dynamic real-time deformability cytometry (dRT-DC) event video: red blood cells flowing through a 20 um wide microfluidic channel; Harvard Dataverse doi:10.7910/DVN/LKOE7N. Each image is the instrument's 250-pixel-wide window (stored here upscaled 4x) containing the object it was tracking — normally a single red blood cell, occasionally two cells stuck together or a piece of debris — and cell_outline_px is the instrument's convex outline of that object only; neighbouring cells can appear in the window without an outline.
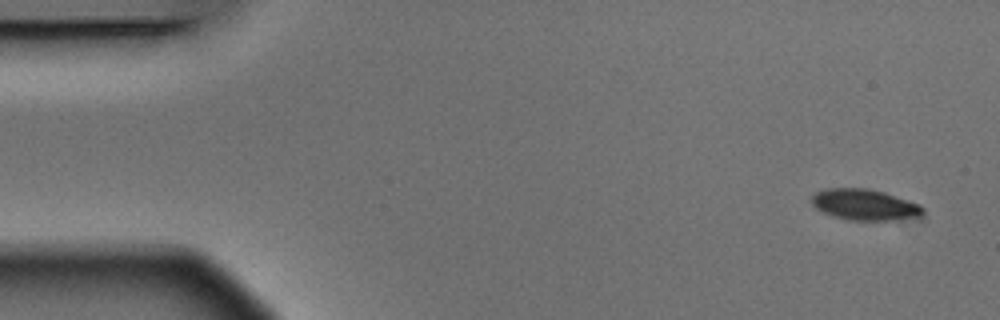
{"species": "Egyptian fruit bat (a non-hibernating species)", "species_latin": "Rousettus aegyptiacus", "temperature_condition": "warm", "stored_images_in_passage": 4, "camera_frame_rate_fps": 3000, "um_per_image_px": 0.085, "animal": {"sex": "male"}, "frame": {"image": 1, "passage_image": 1, "time_ms": 0.0, "image_size_px": [1000, 320], "cell_outline_px": [[924, 212], [920, 216], [892, 220], [852, 220], [836, 216], [824, 212], [816, 208], [812, 204], [812, 196], [816, 192], [824, 188], [868, 188], [884, 192], [920, 204], [924, 208]], "centroid_in_image_um": [73.51, 17.38], "position_along_channel_um": 11.5, "area_um2": 19.94}}
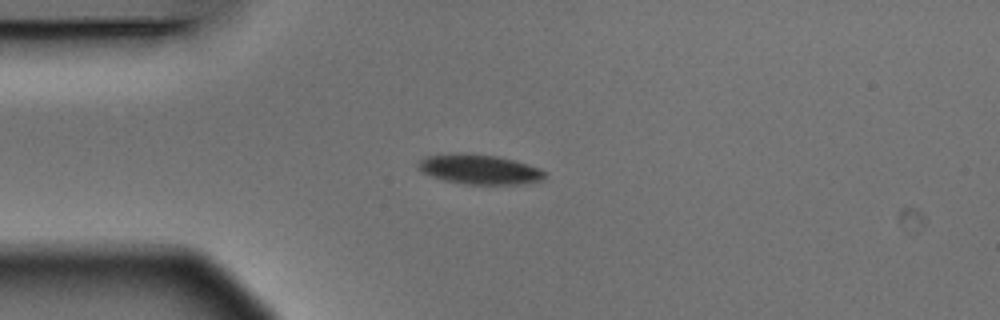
{"frame": {"image": 2, "passage_image": 4, "time_ms": 1.0, "image_size_px": [1000, 320], "cell_outline_px": [[544, 176], [540, 180], [524, 184], [464, 184], [444, 180], [432, 176], [416, 168], [416, 164], [420, 160], [428, 156], [452, 152], [496, 156], [528, 164], [540, 168], [544, 172]], "centroid_in_image_um": [40.71, 14.39], "position_along_channel_um": 44.3, "area_um2": 21.79}}